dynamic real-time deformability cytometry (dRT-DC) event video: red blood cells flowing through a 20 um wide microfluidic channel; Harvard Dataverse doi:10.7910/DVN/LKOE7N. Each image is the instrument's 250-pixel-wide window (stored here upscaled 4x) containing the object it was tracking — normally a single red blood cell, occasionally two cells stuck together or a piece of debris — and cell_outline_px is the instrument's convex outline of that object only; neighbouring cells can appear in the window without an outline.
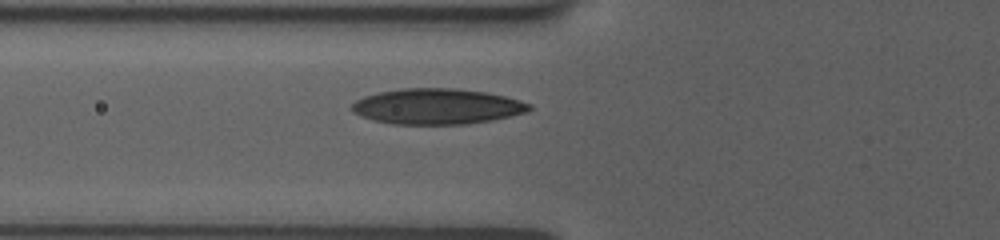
{"species": "human", "species_latin": "Homo sapiens", "temperature_condition": "room temperature", "stored_images_in_passage": 19, "camera_frame_rate_fps": 3000, "um_per_image_px": 0.085, "donor": {"sex": "female"}, "frame": {"image": 1, "passage_image": 5, "time_ms": 2.0, "image_size_px": [1000, 240], "cell_outline_px": [[532, 108], [528, 112], [492, 120], [468, 124], [392, 124], [372, 120], [360, 116], [352, 112], [352, 104], [356, 100], [364, 96], [380, 92], [400, 88], [452, 88], [484, 92], [504, 96], [520, 100], [532, 104]], "centroid_in_image_um": [37.14, 9.05], "position_along_channel_um": 88.7, "area_um2": 36.93}}
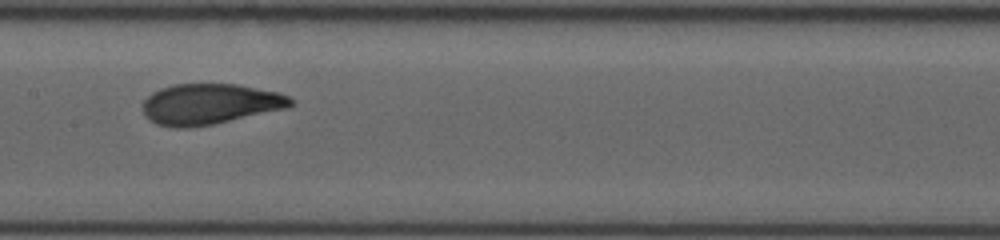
{"frame": {"image": 2, "passage_image": 11, "time_ms": 4.667, "image_size_px": [1000, 240], "cell_outline_px": [[296, 104], [288, 108], [212, 124], [188, 128], [176, 128], [156, 124], [148, 120], [144, 116], [140, 104], [152, 92], [160, 88], [172, 84], [236, 84], [276, 92], [288, 96], [296, 100]], "centroid_in_image_um": [17.8, 8.85], "position_along_channel_um": 189.6, "area_um2": 35.37}}
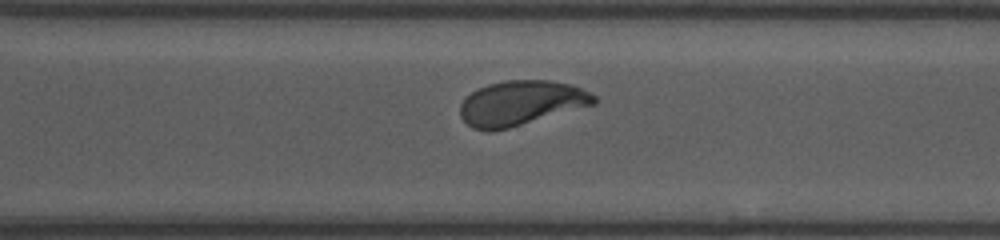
{"frame": {"image": 3, "passage_image": 19, "time_ms": 8.333, "image_size_px": [1000, 240], "cell_outline_px": [[596, 104], [508, 128], [488, 132], [472, 128], [460, 116], [460, 104], [464, 96], [488, 84], [504, 80], [552, 80], [572, 84], [596, 96]], "centroid_in_image_um": [44.26, 8.75], "position_along_channel_um": 326.3, "area_um2": 34.97}}